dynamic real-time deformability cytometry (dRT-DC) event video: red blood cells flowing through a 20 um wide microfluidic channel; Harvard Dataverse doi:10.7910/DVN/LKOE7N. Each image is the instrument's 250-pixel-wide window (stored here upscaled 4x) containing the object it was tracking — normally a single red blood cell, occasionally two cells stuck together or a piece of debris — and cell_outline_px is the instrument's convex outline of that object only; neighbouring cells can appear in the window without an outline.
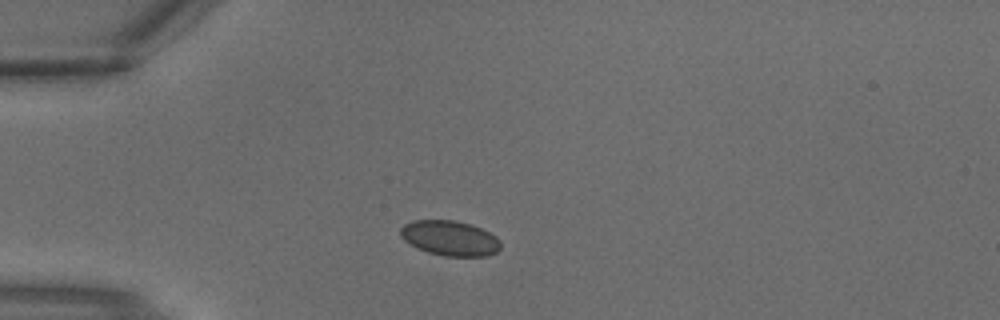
{"species": "common noctule bat (a hibernating species)", "species_latin": "Nyctalus noctula", "temperature_condition": "warm", "stored_images_in_passage": 4, "camera_frame_rate_fps": 3000, "um_per_image_px": 0.085, "animal": {"sex": "male", "body_mass_g": 18.8}, "frame": {"image": 1, "passage_image": 4, "time_ms": 1.0, "image_size_px": [1000, 320], "cell_outline_px": [[500, 248], [496, 252], [488, 256], [444, 256], [428, 252], [416, 248], [404, 240], [400, 236], [400, 228], [404, 224], [412, 220], [452, 220], [472, 224], [496, 236], [500, 240]], "centroid_in_image_um": [38.22, 20.24], "position_along_channel_um": 46.8, "area_um2": 20.58}}